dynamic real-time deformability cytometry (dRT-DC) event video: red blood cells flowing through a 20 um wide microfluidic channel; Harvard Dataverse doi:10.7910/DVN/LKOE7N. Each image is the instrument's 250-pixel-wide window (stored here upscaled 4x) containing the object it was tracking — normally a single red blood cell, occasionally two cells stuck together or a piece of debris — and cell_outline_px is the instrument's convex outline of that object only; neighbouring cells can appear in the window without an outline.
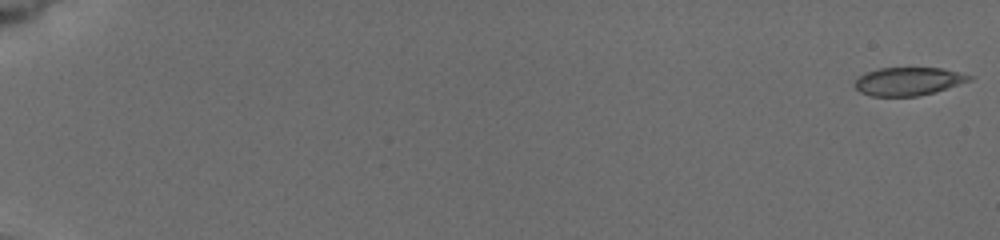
{"species": "common noctule bat (a hibernating species)", "species_latin": "Nyctalus noctula", "temperature_condition": "cold", "stored_images_in_passage": 29, "camera_frame_rate_fps": 3000, "um_per_image_px": 0.085, "animal": {"sex": "female", "body_mass_g": 19.5, "forearm_length_mm": 54.1}, "frame": {"image": 1, "passage_image": 1, "time_ms": 0.0, "image_size_px": [1000, 240], "cell_outline_px": [[972, 76], [968, 80], [932, 92], [916, 96], [872, 96], [860, 92], [856, 88], [856, 80], [864, 72], [880, 68], [940, 68]], "centroid_in_image_um": [77.11, 6.91], "position_along_channel_um": 7.9, "area_um2": 18.15}}
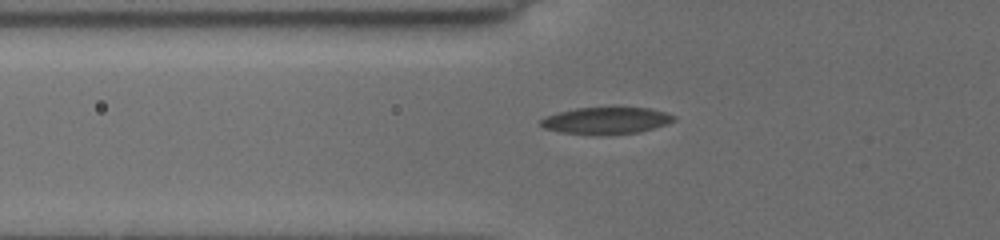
{"frame": {"image": 2, "passage_image": 26, "time_ms": 7.0, "image_size_px": [1000, 240], "cell_outline_px": [[676, 120], [668, 124], [640, 132], [600, 136], [560, 132], [544, 128], [540, 124], [540, 120], [548, 116], [560, 112], [576, 108], [648, 108], [664, 112], [676, 116]], "centroid_in_image_um": [51.55, 10.27], "position_along_channel_um": 74.2, "area_um2": 20.87}}
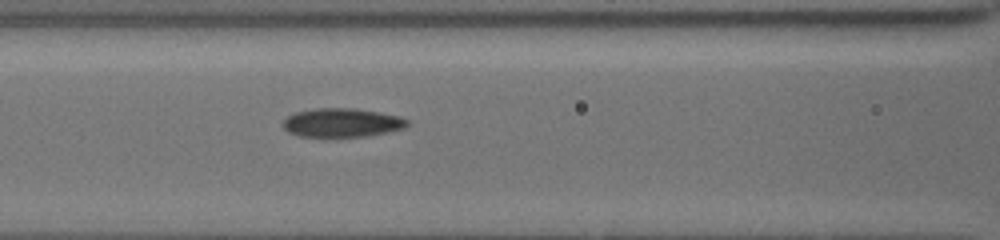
{"frame": {"image": 3, "passage_image": 29, "time_ms": 8.667, "image_size_px": [1000, 240], "cell_outline_px": [[408, 124], [404, 128], [388, 132], [364, 136], [300, 136], [288, 132], [284, 128], [284, 120], [288, 116], [296, 112], [316, 108], [356, 108], [380, 112], [400, 116], [408, 120]], "centroid_in_image_um": [29.09, 10.41], "position_along_channel_um": 137.5, "area_um2": 20.69}}